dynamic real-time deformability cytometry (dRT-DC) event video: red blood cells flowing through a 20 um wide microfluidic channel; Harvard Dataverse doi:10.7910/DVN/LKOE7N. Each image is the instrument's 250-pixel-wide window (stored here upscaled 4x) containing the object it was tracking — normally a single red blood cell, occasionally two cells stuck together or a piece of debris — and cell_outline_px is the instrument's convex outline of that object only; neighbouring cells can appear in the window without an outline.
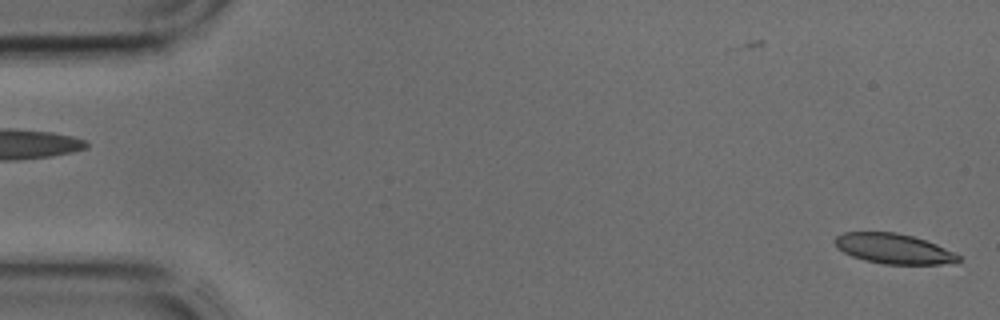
{"species": "common noctule bat (a hibernating species)", "species_latin": "Nyctalus noctula", "temperature_condition": "cold", "stored_images_in_passage": 43, "camera_frame_rate_fps": 3000, "um_per_image_px": 0.085, "animal": {"sex": "male", "body_mass_g": 17.9, "forearm_length_mm": 54.2}, "frame": {"image": 1, "passage_image": 1, "time_ms": 0.0, "image_size_px": [1000, 320], "cell_outline_px": [[960, 260], [940, 264], [884, 264], [864, 260], [852, 256], [844, 252], [832, 240], [836, 236], [844, 232], [896, 232], [912, 236], [936, 244], [960, 256]], "centroid_in_image_um": [75.91, 21.13], "position_along_channel_um": 9.1, "area_um2": 21.33}}
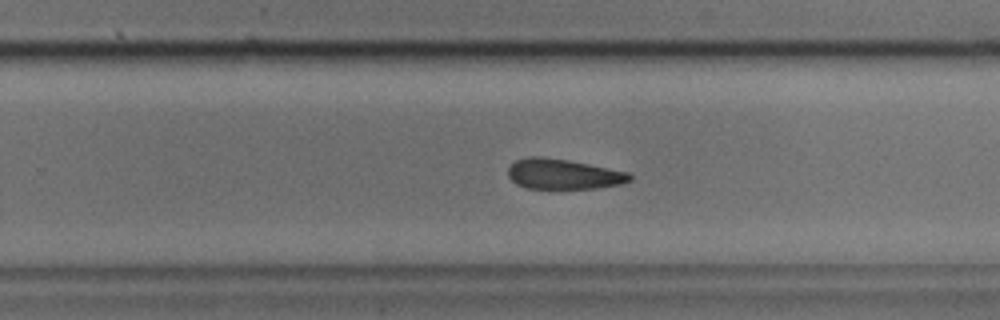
{"frame": {"image": 2, "passage_image": 27, "time_ms": 8.667, "image_size_px": [1000, 320], "cell_outline_px": [[632, 180], [620, 184], [596, 188], [528, 188], [516, 184], [508, 176], [508, 168], [516, 160], [532, 156], [540, 156], [568, 160], [628, 172], [632, 176]], "centroid_in_image_um": [47.87, 14.8], "position_along_channel_um": 281.9, "area_um2": 21.21}}
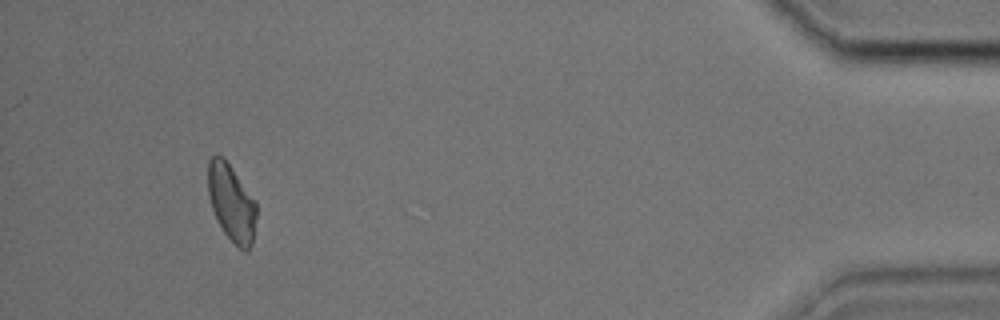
{"frame": {"image": 3, "passage_image": 40, "time_ms": 13.0, "image_size_px": [1000, 320], "cell_outline_px": [[256, 216], [252, 244], [248, 252], [244, 252], [224, 232], [212, 208], [208, 196], [208, 160], [212, 156], [224, 156], [256, 200]], "centroid_in_image_um": [19.69, 17.2], "position_along_channel_um": 415.5, "area_um2": 21.73}}